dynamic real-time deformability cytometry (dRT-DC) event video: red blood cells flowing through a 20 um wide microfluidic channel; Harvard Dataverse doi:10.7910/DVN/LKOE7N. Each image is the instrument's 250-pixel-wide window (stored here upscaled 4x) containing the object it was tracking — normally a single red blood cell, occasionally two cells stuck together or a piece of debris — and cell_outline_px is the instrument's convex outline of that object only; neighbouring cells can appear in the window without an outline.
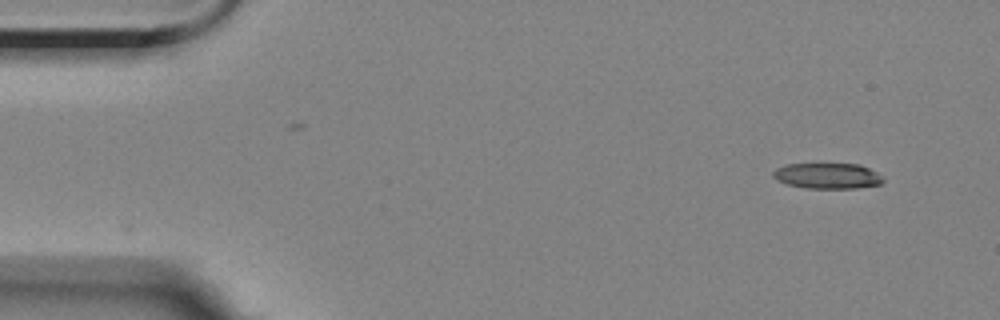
{"species": "Egyptian fruit bat (a non-hibernating species)", "species_latin": "Rousettus aegyptiacus", "temperature_condition": "room temperature", "stored_images_in_passage": 2, "camera_frame_rate_fps": 3000, "um_per_image_px": 0.085, "animal": {"sex": "female"}, "frame": {"image": 1, "passage_image": 1, "time_ms": 0.0, "image_size_px": [1000, 320], "cell_outline_px": [[884, 180], [880, 184], [856, 188], [808, 188], [788, 184], [772, 176], [772, 172], [776, 168], [788, 164], [860, 164], [876, 172]], "centroid_in_image_um": [70.34, 14.94], "position_along_channel_um": 14.7, "area_um2": 16.18}}